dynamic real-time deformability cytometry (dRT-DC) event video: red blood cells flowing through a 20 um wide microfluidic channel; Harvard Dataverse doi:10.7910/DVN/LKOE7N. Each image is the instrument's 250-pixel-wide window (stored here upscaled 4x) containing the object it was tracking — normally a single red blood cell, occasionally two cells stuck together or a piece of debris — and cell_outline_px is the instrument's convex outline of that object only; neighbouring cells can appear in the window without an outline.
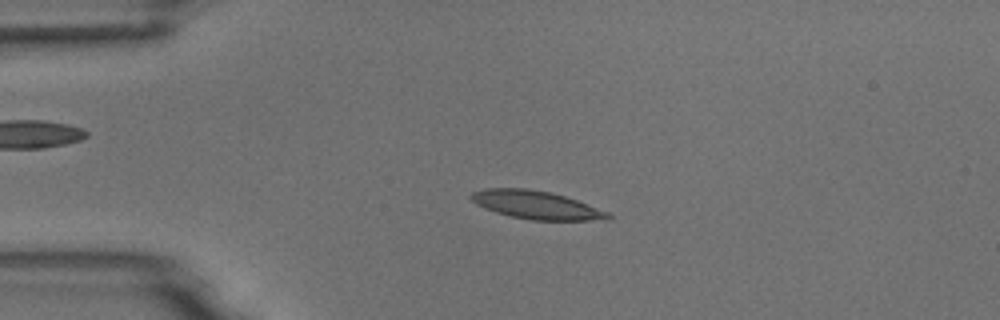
{"species": "common noctule bat (a hibernating species)", "species_latin": "Nyctalus noctula", "temperature_condition": "room temperature", "stored_images_in_passage": 4, "camera_frame_rate_fps": 3000, "um_per_image_px": 0.085, "animal": {"sex": "male", "body_mass_g": 18.8}, "frame": {"image": 1, "passage_image": 3, "time_ms": 2.333, "image_size_px": [1000, 320], "cell_outline_px": [[612, 216], [608, 220], [532, 220], [508, 216], [484, 208], [476, 204], [468, 196], [472, 192], [484, 188], [524, 188], [548, 192], [564, 196], [576, 200], [608, 212]], "centroid_in_image_um": [45.54, 17.42], "position_along_channel_um": 39.5, "area_um2": 22.37}}